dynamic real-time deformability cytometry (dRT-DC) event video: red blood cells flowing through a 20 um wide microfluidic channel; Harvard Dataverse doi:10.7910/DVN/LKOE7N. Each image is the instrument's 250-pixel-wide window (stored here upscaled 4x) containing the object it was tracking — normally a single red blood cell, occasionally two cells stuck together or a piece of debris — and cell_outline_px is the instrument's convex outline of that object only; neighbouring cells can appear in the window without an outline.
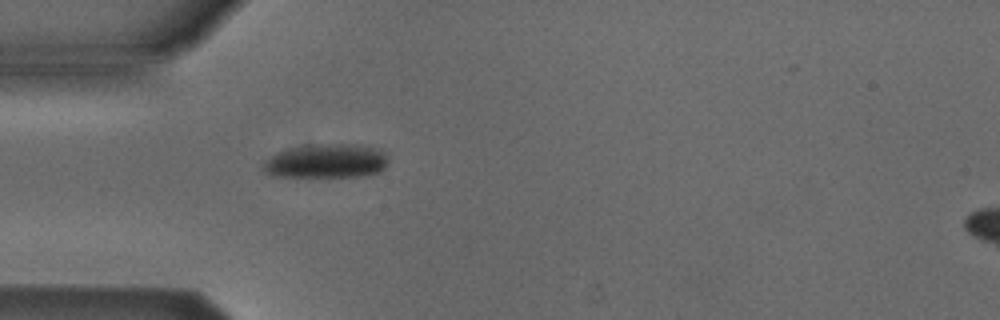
{"species": "Egyptian fruit bat (a non-hibernating species)", "species_latin": "Rousettus aegyptiacus", "temperature_condition": "cold", "stored_images_in_passage": 39, "camera_frame_rate_fps": 3000, "um_per_image_px": 0.085, "animal": {"sex": "male"}, "frame": {"image": 1, "passage_image": 2, "time_ms": 0.333, "image_size_px": [1000, 320], "cell_outline_px": [[388, 164], [380, 172], [356, 176], [308, 180], [268, 176], [260, 168], [264, 160], [276, 152], [296, 148], [324, 144], [356, 144], [376, 148], [388, 152]], "centroid_in_image_um": [27.68, 13.76], "position_along_channel_um": 57.3, "area_um2": 26.13}}
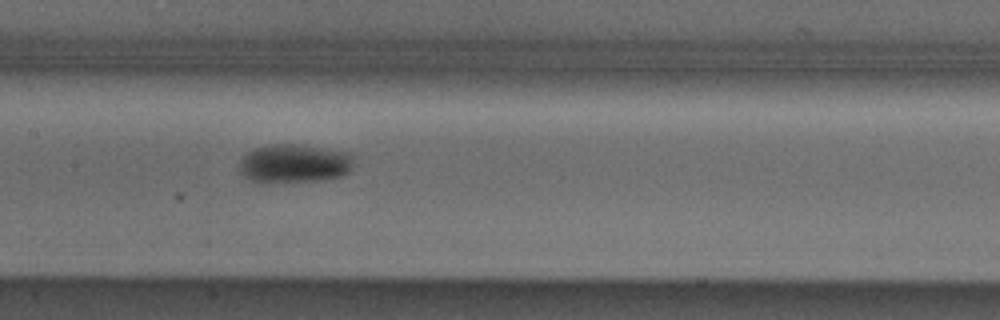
{"frame": {"image": 2, "passage_image": 12, "time_ms": 3.667, "image_size_px": [1000, 320], "cell_outline_px": [[356, 156], [352, 168], [344, 176], [328, 180], [264, 184], [252, 180], [244, 176], [240, 172], [240, 160], [248, 152], [256, 148], [276, 144], [300, 144], [352, 152]], "centroid_in_image_um": [25.1, 13.92], "position_along_channel_um": 182.3, "area_um2": 26.65}}
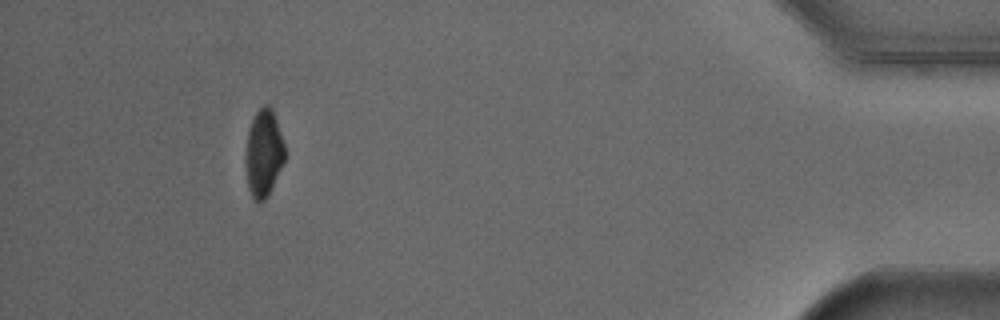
{"frame": {"image": 3, "passage_image": 35, "time_ms": 11.333, "image_size_px": [1000, 320], "cell_outline_px": [[284, 160], [264, 200], [256, 200], [252, 196], [248, 188], [248, 132], [252, 120], [256, 112], [264, 104], [268, 104], [272, 108], [284, 144]], "centroid_in_image_um": [22.44, 12.94], "position_along_channel_um": 412.8, "area_um2": 18.61}, "authors_computed_cell_mechanics": {"area_um2": 24.276, "velocity_mm_per_s": 3.8768, "shape_relaxation_time_tau1_ms": 2.3239, "shape_relaxation_time_tau2_ms": null, "deformation_change_tau1": 0.0947, "deformation_change_tau2": null}}